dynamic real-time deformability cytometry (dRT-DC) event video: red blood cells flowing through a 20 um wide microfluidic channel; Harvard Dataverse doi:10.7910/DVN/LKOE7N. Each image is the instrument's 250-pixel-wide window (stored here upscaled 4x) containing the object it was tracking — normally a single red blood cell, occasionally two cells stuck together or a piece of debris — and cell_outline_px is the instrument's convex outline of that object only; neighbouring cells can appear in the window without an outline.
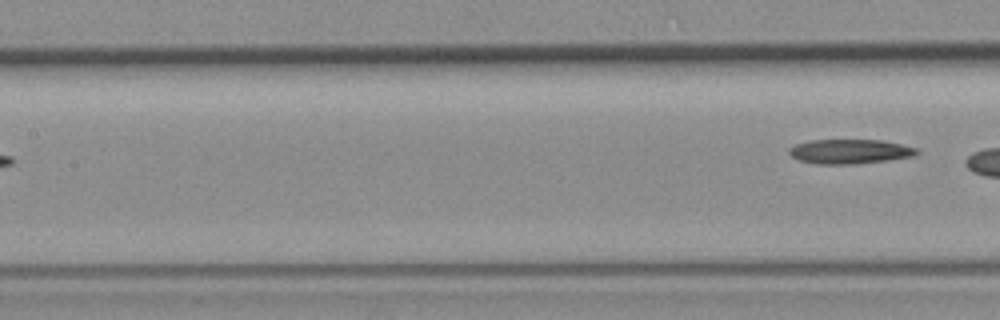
{"species": "common noctule bat (a hibernating species)", "species_latin": "Nyctalus noctula", "temperature_condition": "room temperature", "stored_images_in_passage": 8, "camera_frame_rate_fps": 3000, "um_per_image_px": 0.085, "animal": {"sex": "female", "body_mass_g": 19.3, "forearm_length_mm": 54.1}, "frame": {"image": 1, "passage_image": 8, "time_ms": 9.333, "image_size_px": [1000, 320], "cell_outline_px": [[920, 152], [916, 156], [888, 160], [856, 164], [816, 164], [800, 160], [792, 156], [788, 152], [788, 148], [796, 144], [812, 140], [884, 140], [916, 148]], "centroid_in_image_um": [72.26, 12.88], "position_along_channel_um": 135.1, "area_um2": 18.26}}